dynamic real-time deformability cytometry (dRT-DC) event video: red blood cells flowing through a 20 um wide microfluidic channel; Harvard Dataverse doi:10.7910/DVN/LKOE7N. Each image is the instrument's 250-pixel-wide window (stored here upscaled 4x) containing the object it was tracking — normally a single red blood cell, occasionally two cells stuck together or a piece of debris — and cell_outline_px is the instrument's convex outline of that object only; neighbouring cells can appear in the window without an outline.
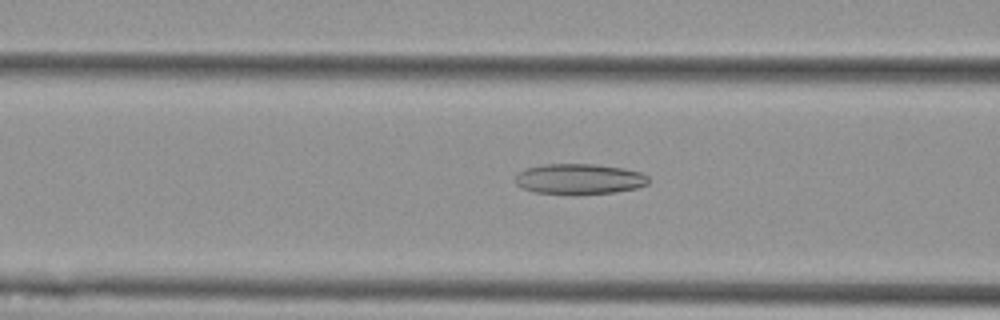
{"species": "Egyptian fruit bat (a non-hibernating species)", "species_latin": "Rousettus aegyptiacus", "temperature_condition": "cold", "stored_images_in_passage": 56, "camera_frame_rate_fps": 3000, "um_per_image_px": 0.085, "animal": {"sex": "female"}, "frame": {"image": 1, "passage_image": 22, "time_ms": 7.0, "image_size_px": [1000, 320], "cell_outline_px": [[648, 184], [636, 188], [616, 192], [576, 196], [572, 196], [536, 192], [524, 188], [516, 184], [516, 176], [520, 172], [528, 168], [540, 164], [596, 164], [624, 168], [640, 172], [648, 176]], "centroid_in_image_um": [49.26, 15.24], "position_along_channel_um": 117.3, "area_um2": 24.1}}
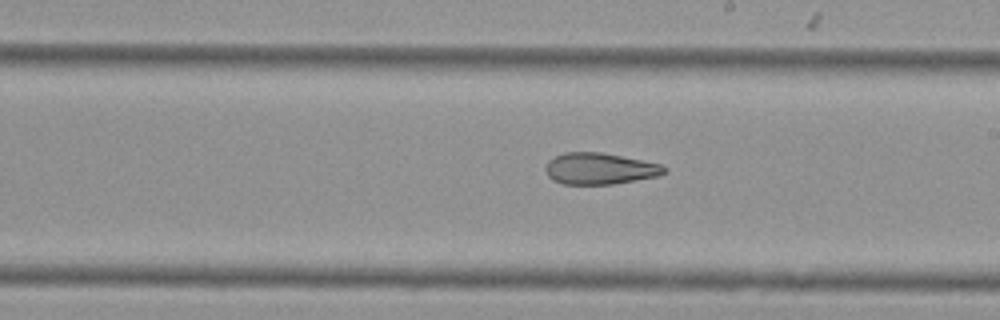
{"frame": {"image": 2, "passage_image": 32, "time_ms": 10.333, "image_size_px": [1000, 320], "cell_outline_px": [[668, 172], [660, 176], [612, 184], [564, 184], [552, 180], [548, 176], [544, 168], [548, 160], [564, 152], [600, 152], [660, 164], [668, 168]], "centroid_in_image_um": [50.97, 14.34], "position_along_channel_um": 238.0, "area_um2": 21.79}}
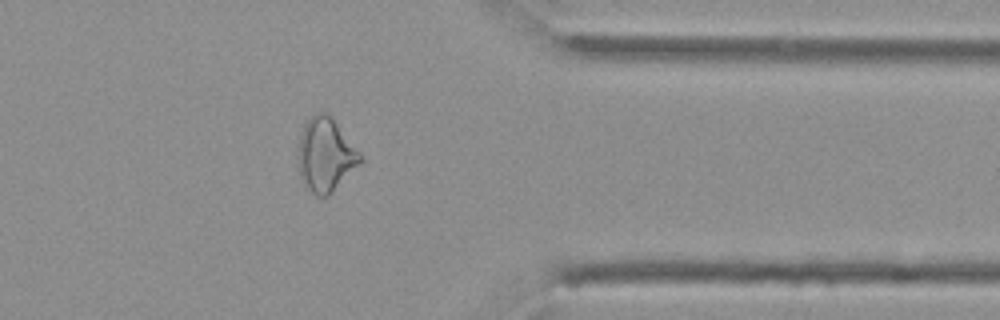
{"frame": {"image": 3, "passage_image": 45, "time_ms": 14.667, "image_size_px": [1000, 320], "cell_outline_px": [[360, 164], [328, 196], [316, 196], [308, 188], [300, 176], [296, 164], [296, 156], [300, 136], [304, 124], [316, 112], [328, 112], [360, 152]], "centroid_in_image_um": [27.63, 13.15], "position_along_channel_um": 383.8, "area_um2": 26.7}, "authors_computed_cell_mechanics": {"area_um2": 26.8192, "velocity_mm_per_s": 3.6266, "shape_relaxation_time_tau1_ms": null, "shape_relaxation_time_tau2_ms": 3.4766, "deformation_change_tau1": null, "deformation_change_tau2": 0.1229}}